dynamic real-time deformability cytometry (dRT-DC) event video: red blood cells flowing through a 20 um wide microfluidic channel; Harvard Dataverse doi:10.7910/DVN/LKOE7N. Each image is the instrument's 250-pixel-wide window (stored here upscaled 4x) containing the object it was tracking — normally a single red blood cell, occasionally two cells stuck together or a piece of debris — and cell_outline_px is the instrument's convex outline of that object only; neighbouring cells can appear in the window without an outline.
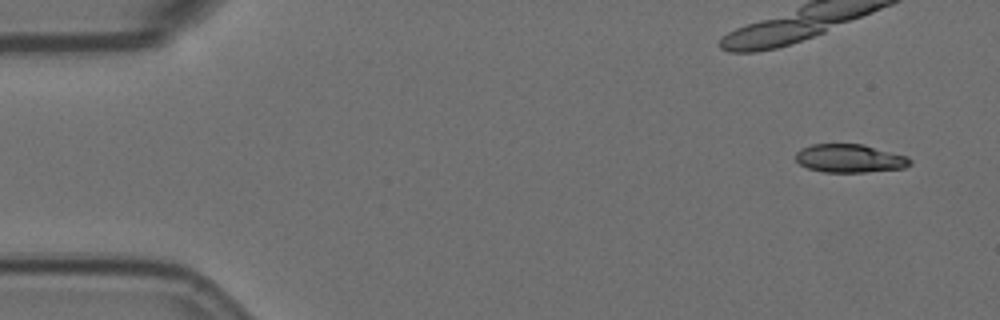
{"species": "Egyptian fruit bat (a non-hibernating species)", "species_latin": "Rousettus aegyptiacus", "temperature_condition": "room temperature", "stored_images_in_passage": 21, "camera_frame_rate_fps": 3000, "um_per_image_px": 0.085, "animal": {"sex": "female"}, "frame": {"image": 1, "passage_image": 4, "time_ms": 1.0, "image_size_px": [1000, 320], "cell_outline_px": [[912, 164], [904, 168], [864, 172], [824, 172], [808, 168], [800, 164], [796, 160], [796, 152], [800, 148], [812, 144], [864, 144], [908, 156], [912, 160]], "centroid_in_image_um": [72.25, 13.45], "position_along_channel_um": 12.8, "area_um2": 19.02}}